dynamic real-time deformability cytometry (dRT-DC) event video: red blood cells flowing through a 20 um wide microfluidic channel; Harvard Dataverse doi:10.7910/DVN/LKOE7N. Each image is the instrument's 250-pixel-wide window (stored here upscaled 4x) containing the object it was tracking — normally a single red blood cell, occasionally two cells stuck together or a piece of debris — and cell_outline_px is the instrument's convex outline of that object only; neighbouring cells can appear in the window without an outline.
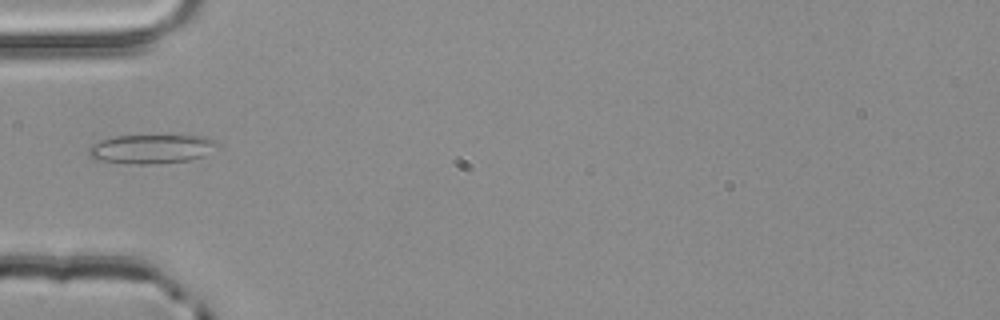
{"species": "common noctule bat (a hibernating species)", "species_latin": "Nyctalus noctula", "temperature_condition": "room temperature", "stored_images_in_passage": 1, "camera_frame_rate_fps": 3000, "um_per_image_px": 0.085, "animal": {"sex": "male", "body_mass_g": 20.4}, "frame": {"image": 1, "passage_image": 1, "time_ms": 0.0, "image_size_px": [1000, 320], "cell_outline_px": [[216, 144], [204, 156], [192, 160], [148, 164], [128, 164], [92, 160], [88, 156], [88, 148], [100, 140], [116, 136], [204, 136], [216, 140]], "centroid_in_image_um": [12.78, 12.68], "position_along_channel_um": 72.2, "area_um2": 21.73}}